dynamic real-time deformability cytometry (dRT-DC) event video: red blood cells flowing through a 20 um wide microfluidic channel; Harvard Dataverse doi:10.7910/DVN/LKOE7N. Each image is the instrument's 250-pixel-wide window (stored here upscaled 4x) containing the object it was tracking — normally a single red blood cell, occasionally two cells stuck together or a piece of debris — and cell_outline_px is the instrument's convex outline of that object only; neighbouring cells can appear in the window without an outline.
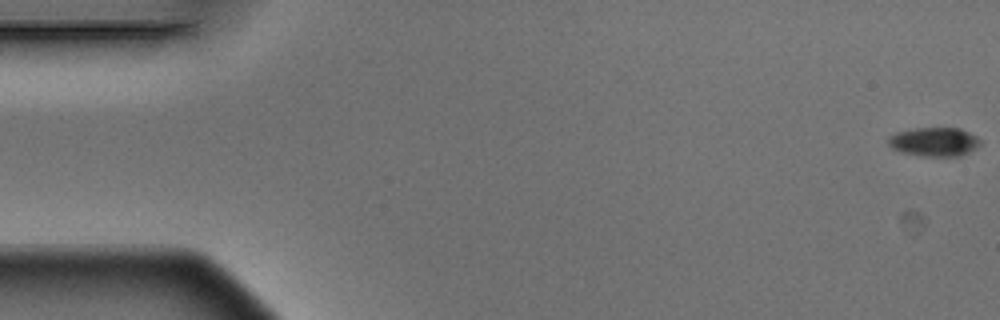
{"species": "Egyptian fruit bat (a non-hibernating species)", "species_latin": "Rousettus aegyptiacus", "temperature_condition": "warm", "stored_images_in_passage": 6, "camera_frame_rate_fps": 3000, "um_per_image_px": 0.085, "animal": {"sex": "male"}, "frame": {"image": 1, "passage_image": 1, "time_ms": 0.0, "image_size_px": [1000, 320], "cell_outline_px": [[980, 144], [976, 148], [960, 156], [920, 156], [900, 152], [892, 148], [888, 144], [888, 136], [896, 132], [916, 128], [960, 128], [976, 136], [980, 140]], "centroid_in_image_um": [79.38, 12.06], "position_along_channel_um": 5.6, "area_um2": 15.55}}
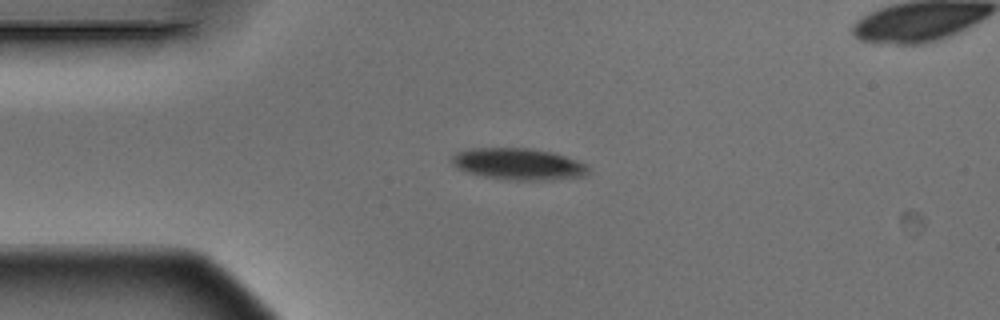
{"frame": {"image": 2, "passage_image": 6, "time_ms": 1.667, "image_size_px": [1000, 320], "cell_outline_px": [[588, 176], [552, 180], [512, 180], [484, 176], [468, 172], [456, 168], [448, 160], [456, 152], [472, 148], [532, 148], [552, 152], [588, 164]], "centroid_in_image_um": [44.07, 13.94], "position_along_channel_um": 40.9, "area_um2": 25.37}}